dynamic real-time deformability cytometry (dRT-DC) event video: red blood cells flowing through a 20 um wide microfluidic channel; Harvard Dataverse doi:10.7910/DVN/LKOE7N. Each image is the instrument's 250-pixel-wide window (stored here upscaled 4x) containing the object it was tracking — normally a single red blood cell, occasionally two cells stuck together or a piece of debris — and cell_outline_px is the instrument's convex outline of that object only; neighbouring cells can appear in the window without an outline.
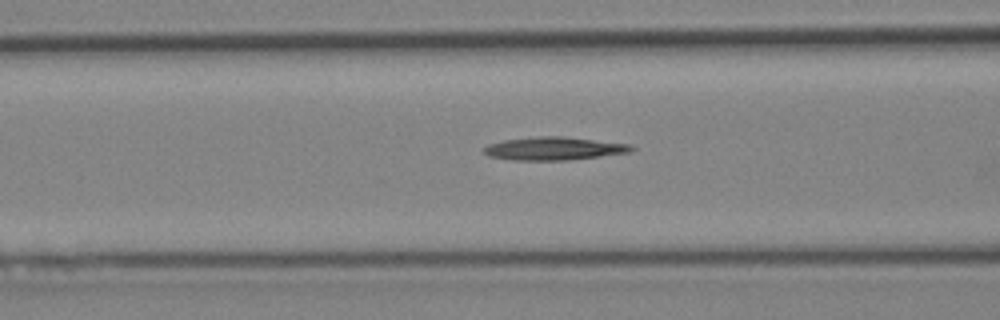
{"species": "Egyptian fruit bat (a non-hibernating species)", "species_latin": "Rousettus aegyptiacus", "temperature_condition": "cold", "stored_images_in_passage": 30, "camera_frame_rate_fps": 3000, "um_per_image_px": 0.085, "animal": {"sex": "female"}, "frame": {"image": 1, "passage_image": 11, "time_ms": 3.333, "image_size_px": [1000, 320], "cell_outline_px": [[636, 148], [632, 152], [600, 156], [564, 160], [512, 160], [488, 156], [484, 152], [484, 148], [488, 144], [504, 140], [540, 136], [564, 136], [628, 144]], "centroid_in_image_um": [47.08, 12.62], "position_along_channel_um": 119.5, "area_um2": 19.71}}
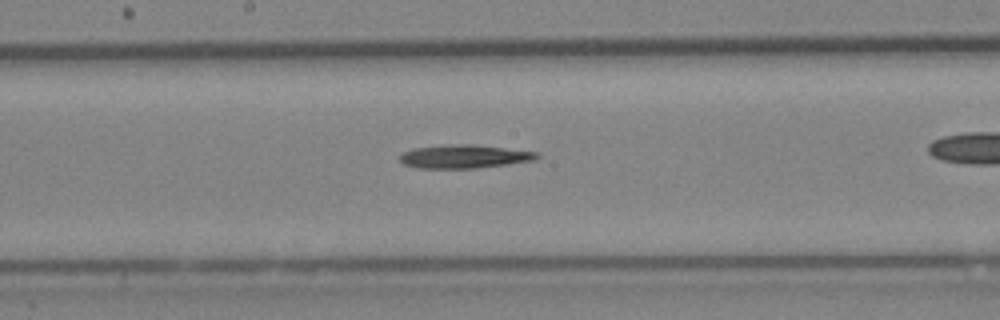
{"frame": {"image": 2, "passage_image": 17, "time_ms": 5.333, "image_size_px": [1000, 320], "cell_outline_px": [[540, 156], [532, 160], [508, 164], [476, 168], [416, 168], [404, 164], [400, 160], [400, 156], [404, 152], [412, 148], [456, 144], [468, 144], [540, 152]], "centroid_in_image_um": [39.45, 13.3], "position_along_channel_um": 208.7, "area_um2": 18.5}}
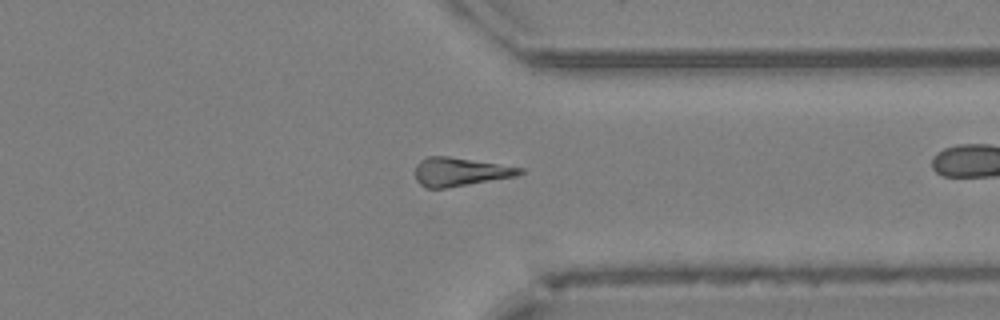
{"frame": {"image": 3, "passage_image": 28, "time_ms": 9.0, "image_size_px": [1000, 320], "cell_outline_px": [[524, 172], [516, 176], [444, 188], [424, 188], [416, 180], [416, 164], [420, 160], [428, 156], [448, 156], [524, 168]], "centroid_in_image_um": [39.07, 14.6], "position_along_channel_um": 372.3, "area_um2": 17.22}}